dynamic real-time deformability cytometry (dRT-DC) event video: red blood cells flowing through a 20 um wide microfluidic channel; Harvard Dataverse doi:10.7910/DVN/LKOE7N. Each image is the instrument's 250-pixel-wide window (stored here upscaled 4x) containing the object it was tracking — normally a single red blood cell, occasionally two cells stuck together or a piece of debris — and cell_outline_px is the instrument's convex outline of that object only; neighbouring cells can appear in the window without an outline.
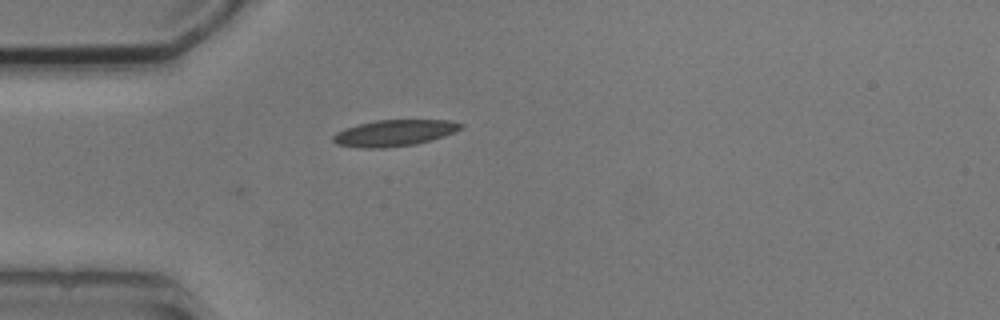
{"species": "common noctule bat (a hibernating species)", "species_latin": "Nyctalus noctula", "temperature_condition": "cold", "stored_images_in_passage": 6, "camera_frame_rate_fps": 3000, "um_per_image_px": 0.085, "animal": {"sex": "male", "body_mass_g": 20.5, "forearm_length_mm": 52.5}, "frame": {"image": 1, "passage_image": 5, "time_ms": 5.333, "image_size_px": [1000, 320], "cell_outline_px": [[464, 128], [456, 132], [432, 140], [416, 144], [384, 148], [356, 148], [336, 144], [332, 140], [332, 136], [336, 132], [344, 128], [376, 120], [452, 120], [464, 124]], "centroid_in_image_um": [33.53, 11.31], "position_along_channel_um": 51.5, "area_um2": 19.88}}